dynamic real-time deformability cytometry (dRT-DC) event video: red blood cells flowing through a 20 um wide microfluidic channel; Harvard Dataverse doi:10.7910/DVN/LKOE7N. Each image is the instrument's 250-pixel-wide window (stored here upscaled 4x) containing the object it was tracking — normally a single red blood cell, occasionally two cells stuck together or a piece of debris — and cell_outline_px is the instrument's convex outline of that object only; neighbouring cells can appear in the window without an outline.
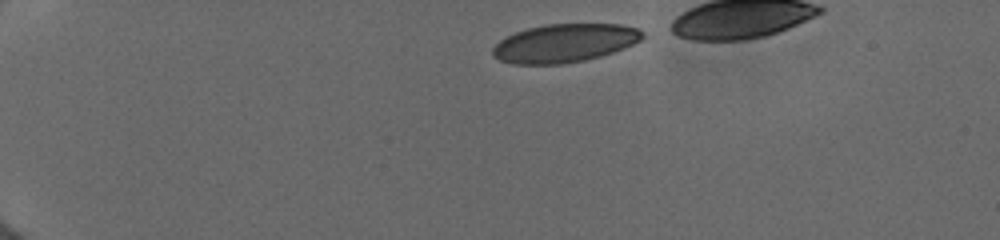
{"species": "human", "species_latin": "Homo sapiens", "temperature_condition": "cold", "stored_images_in_passage": 9, "camera_frame_rate_fps": 3000, "um_per_image_px": 0.085, "donor": {"sex": "female"}, "frame": {"image": 1, "passage_image": 1, "time_ms": 0.0, "image_size_px": [1000, 240], "cell_outline_px": [[644, 36], [640, 40], [624, 48], [600, 56], [584, 60], [560, 64], [512, 64], [500, 60], [492, 56], [492, 48], [504, 36], [528, 28], [544, 24], [620, 24], [640, 28], [644, 32]], "centroid_in_image_um": [47.97, 3.66], "position_along_channel_um": 37.0, "area_um2": 33.58}}
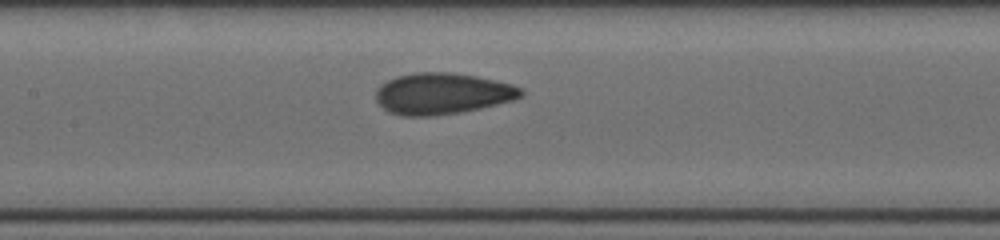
{"frame": {"image": 2, "passage_image": 6, "time_ms": 5.333, "image_size_px": [1000, 240], "cell_outline_px": [[524, 96], [516, 100], [480, 108], [460, 112], [432, 116], [400, 116], [388, 112], [376, 100], [376, 88], [380, 84], [396, 76], [416, 72], [452, 72], [476, 76], [512, 84], [524, 88]], "centroid_in_image_um": [37.62, 7.95], "position_along_channel_um": 169.8, "area_um2": 35.32}}
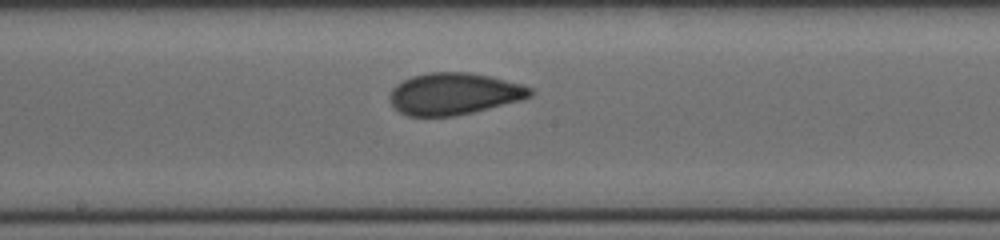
{"frame": {"image": 3, "passage_image": 8, "time_ms": 6.333, "image_size_px": [1000, 240], "cell_outline_px": [[532, 96], [524, 100], [456, 116], [408, 116], [400, 112], [388, 100], [388, 96], [392, 88], [396, 84], [412, 76], [428, 72], [468, 72], [488, 76], [524, 84], [532, 88]], "centroid_in_image_um": [38.6, 7.97], "position_along_channel_um": 209.6, "area_um2": 34.51}}